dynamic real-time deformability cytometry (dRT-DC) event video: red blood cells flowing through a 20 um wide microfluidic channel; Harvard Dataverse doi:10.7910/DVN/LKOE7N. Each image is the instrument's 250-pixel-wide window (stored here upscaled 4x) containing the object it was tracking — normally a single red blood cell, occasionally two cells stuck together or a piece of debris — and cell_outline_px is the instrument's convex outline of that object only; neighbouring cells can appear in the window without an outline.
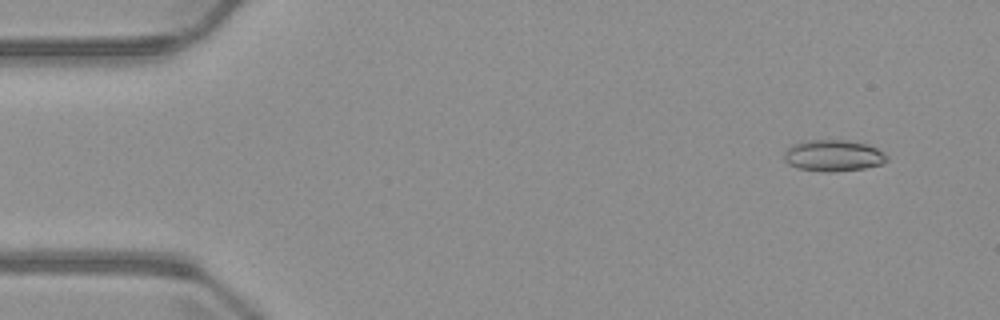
{"species": "common noctule bat (a hibernating species)", "species_latin": "Nyctalus noctula", "temperature_condition": "warm", "stored_images_in_passage": 5, "camera_frame_rate_fps": 3000, "um_per_image_px": 0.085, "animal": {"sex": "male", "body_mass_g": 23.1, "forearm_length_mm": 52.7}, "frame": {"image": 1, "passage_image": 1, "time_ms": 0.0, "image_size_px": [1000, 320], "cell_outline_px": [[888, 160], [880, 164], [864, 168], [832, 172], [824, 172], [800, 168], [788, 164], [784, 160], [784, 148], [792, 144], [804, 140], [848, 140], [868, 144], [884, 152], [888, 156]], "centroid_in_image_um": [70.8, 13.21], "position_along_channel_um": 14.2, "area_um2": 19.02}}
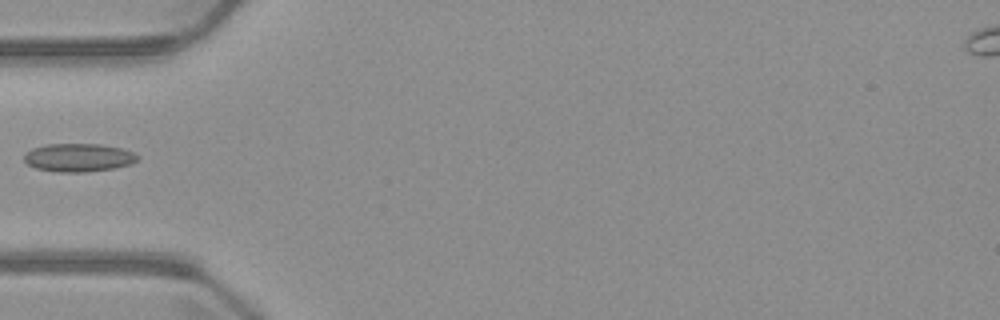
{"frame": {"image": 2, "passage_image": 4, "time_ms": 4.333, "image_size_px": [1000, 320], "cell_outline_px": [[140, 156], [132, 164], [116, 168], [84, 172], [60, 172], [36, 168], [28, 164], [24, 160], [24, 152], [32, 148], [44, 144], [100, 144], [120, 148], [132, 152]], "centroid_in_image_um": [6.66, 13.39], "position_along_channel_um": 78.3, "area_um2": 18.73}}
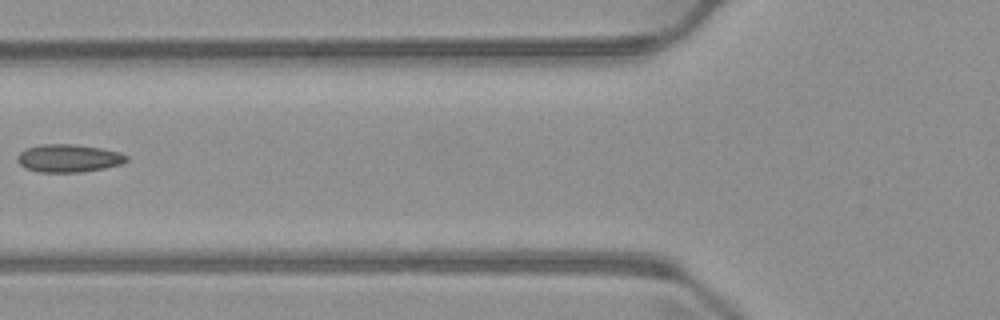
{"frame": {"image": 3, "passage_image": 5, "time_ms": 5.333, "image_size_px": [1000, 320], "cell_outline_px": [[128, 160], [120, 164], [104, 168], [80, 172], [36, 172], [24, 168], [16, 160], [16, 156], [20, 152], [28, 148], [40, 144], [76, 144], [100, 148], [120, 152], [128, 156]], "centroid_in_image_um": [5.8, 13.45], "position_along_channel_um": 120.0, "area_um2": 17.8}}